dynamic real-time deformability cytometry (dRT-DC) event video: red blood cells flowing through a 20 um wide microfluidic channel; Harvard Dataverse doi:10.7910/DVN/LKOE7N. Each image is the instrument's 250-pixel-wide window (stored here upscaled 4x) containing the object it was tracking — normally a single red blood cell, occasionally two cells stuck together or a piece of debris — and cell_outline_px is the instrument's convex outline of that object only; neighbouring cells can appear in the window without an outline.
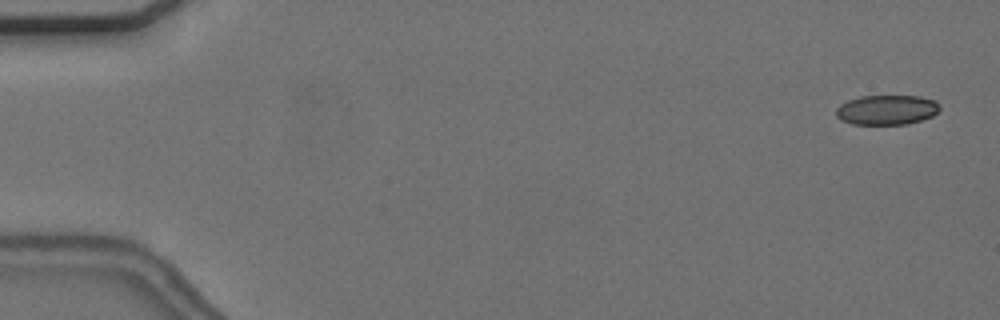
{"species": "common noctule bat (a hibernating species)", "species_latin": "Nyctalus noctula", "temperature_condition": "cold", "stored_images_in_passage": 57, "camera_frame_rate_fps": 3000, "um_per_image_px": 0.085, "animal": {"sex": "female", "body_mass_g": 24.6, "forearm_length_mm": 56.2}, "frame": {"image": 1, "passage_image": 3, "time_ms": 0.667, "image_size_px": [1000, 320], "cell_outline_px": [[940, 108], [932, 116], [908, 124], [852, 124], [840, 120], [836, 116], [836, 108], [840, 104], [848, 100], [860, 96], [920, 96], [936, 100], [940, 104]], "centroid_in_image_um": [75.36, 9.33], "position_along_channel_um": 9.6, "area_um2": 18.09}}
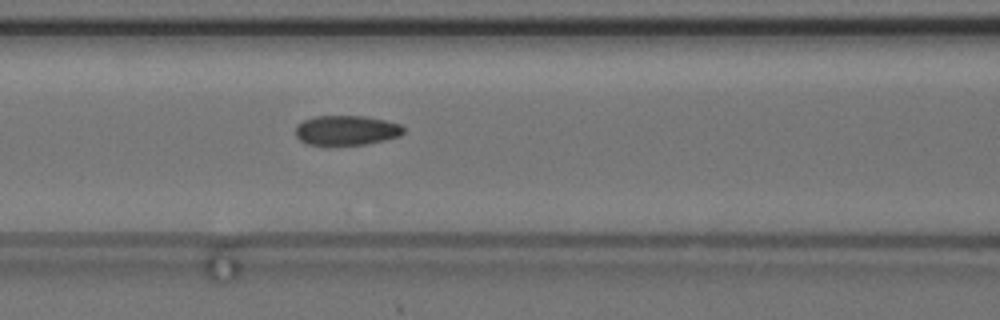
{"frame": {"image": 2, "passage_image": 25, "time_ms": 8.0, "image_size_px": [1000, 320], "cell_outline_px": [[404, 132], [400, 136], [384, 140], [364, 144], [304, 144], [296, 136], [296, 124], [304, 120], [316, 116], [364, 116], [384, 120], [400, 124], [404, 128]], "centroid_in_image_um": [29.43, 11.07], "position_along_channel_um": 137.2, "area_um2": 18.55}}
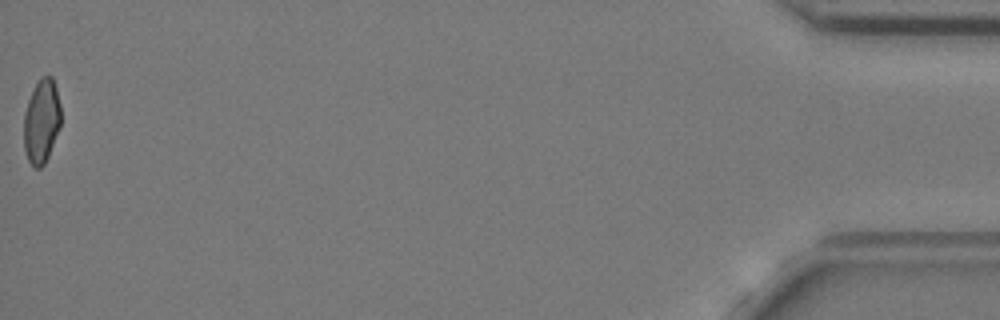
{"frame": {"image": 3, "passage_image": 57, "time_ms": 18.667, "image_size_px": [1000, 320], "cell_outline_px": [[60, 128], [48, 156], [44, 164], [40, 168], [36, 168], [28, 160], [24, 148], [24, 112], [28, 100], [40, 76], [52, 76], [56, 88], [60, 104]], "centroid_in_image_um": [3.53, 10.3], "position_along_channel_um": 431.7, "area_um2": 18.09}, "authors_computed_cell_mechanics": {"area_um2": 19.1896, "velocity_mm_per_s": 3.6907, "shape_relaxation_time_tau1_ms": null, "shape_relaxation_time_tau2_ms": 2.5276, "deformation_change_tau1": null, "deformation_change_tau2": 0.0829}}